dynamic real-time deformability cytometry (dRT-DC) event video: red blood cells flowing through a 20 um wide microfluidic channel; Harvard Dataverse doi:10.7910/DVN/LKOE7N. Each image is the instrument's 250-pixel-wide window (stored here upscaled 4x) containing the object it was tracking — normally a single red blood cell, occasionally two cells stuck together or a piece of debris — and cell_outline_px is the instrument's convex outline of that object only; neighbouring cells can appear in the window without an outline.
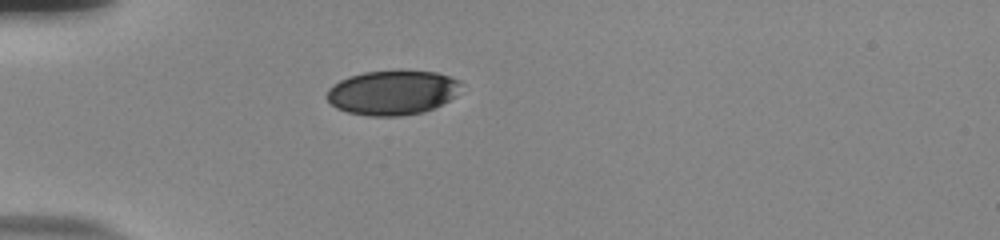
{"species": "human", "species_latin": "Homo sapiens", "temperature_condition": "room temperature", "stored_images_in_passage": 39, "camera_frame_rate_fps": 3000, "um_per_image_px": 0.085, "donor": {"sex": "male"}, "frame": {"image": 1, "passage_image": 1, "time_ms": 0.0, "image_size_px": [1000, 240], "cell_outline_px": [[460, 84], [456, 96], [424, 112], [400, 116], [368, 116], [348, 112], [336, 108], [324, 96], [328, 88], [332, 84], [348, 76], [364, 72], [400, 68], [436, 72], [460, 80]], "centroid_in_image_um": [33.32, 7.83], "position_along_channel_um": 51.7, "area_um2": 35.55}}
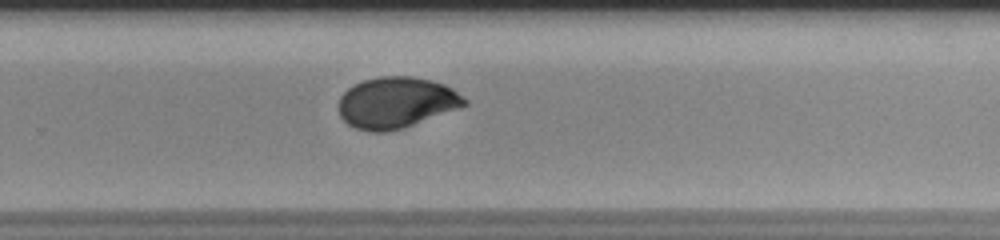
{"frame": {"image": 2, "passage_image": 22, "time_ms": 7.0, "image_size_px": [1000, 240], "cell_outline_px": [[468, 104], [460, 108], [404, 128], [388, 132], [368, 132], [356, 128], [348, 124], [340, 116], [340, 96], [348, 88], [364, 80], [380, 76], [412, 76], [432, 80], [444, 84], [452, 88], [468, 100]], "centroid_in_image_um": [33.72, 8.73], "position_along_channel_um": 296.1, "area_um2": 37.63}}
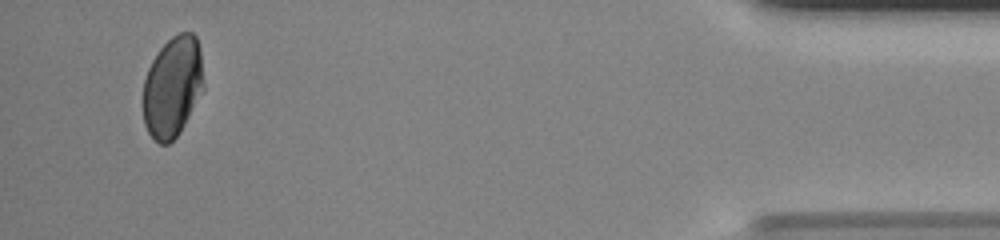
{"frame": {"image": 3, "passage_image": 37, "time_ms": 12.0, "image_size_px": [1000, 240], "cell_outline_px": [[204, 92], [180, 132], [168, 144], [160, 144], [148, 132], [144, 124], [144, 80], [148, 68], [152, 60], [160, 48], [172, 36], [180, 32], [192, 32], [196, 36], [200, 48], [204, 84]], "centroid_in_image_um": [14.7, 7.37], "position_along_channel_um": 420.5, "area_um2": 35.78}, "authors_computed_cell_mechanics": {"area_um2": 37.57, "velocity_mm_per_s": 3.7803, "shape_relaxation_time_tau1_ms": 6.9261, "shape_relaxation_time_tau2_ms": 0.9439, "deformation_change_tau1": 0.1617, "deformation_change_tau2": 0.0316}}